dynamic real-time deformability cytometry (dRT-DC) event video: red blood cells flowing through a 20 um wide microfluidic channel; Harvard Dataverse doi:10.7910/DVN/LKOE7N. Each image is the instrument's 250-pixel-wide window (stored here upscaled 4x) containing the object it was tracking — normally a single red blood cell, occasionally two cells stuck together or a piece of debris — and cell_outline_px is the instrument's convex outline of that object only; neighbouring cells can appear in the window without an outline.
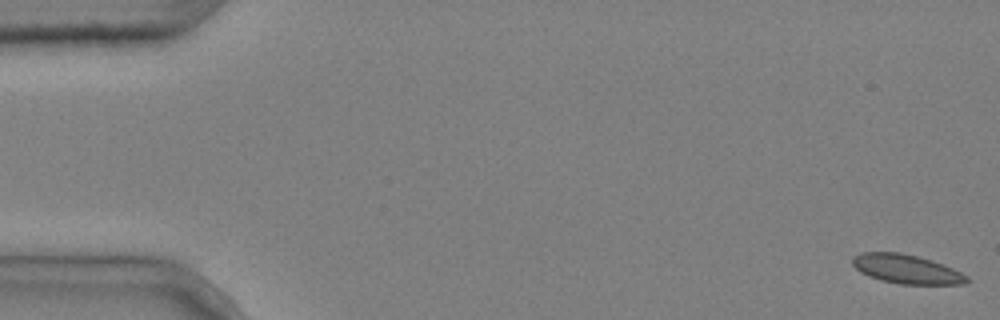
{"species": "common noctule bat (a hibernating species)", "species_latin": "Nyctalus noctula", "temperature_condition": "cold", "stored_images_in_passage": 4, "camera_frame_rate_fps": 3000, "um_per_image_px": 0.085, "animal": {"sex": "male", "body_mass_g": 20.4}, "frame": {"image": 1, "passage_image": 1, "time_ms": 0.0, "image_size_px": [1000, 320], "cell_outline_px": [[972, 280], [964, 284], [900, 284], [880, 280], [868, 276], [860, 272], [852, 264], [852, 256], [860, 252], [900, 252], [932, 260], [944, 264], [968, 276]], "centroid_in_image_um": [77.04, 22.87], "position_along_channel_um": 8.0, "area_um2": 19.54}}
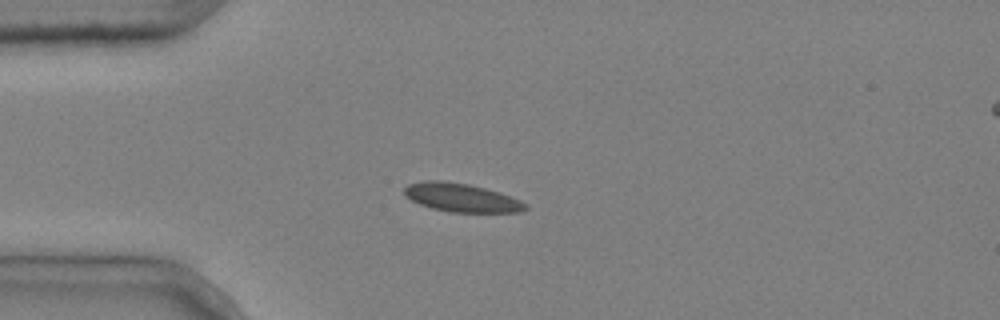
{"frame": {"image": 2, "passage_image": 4, "time_ms": 1.0, "image_size_px": [1000, 320], "cell_outline_px": [[528, 208], [520, 212], [448, 212], [432, 208], [420, 204], [404, 196], [404, 188], [408, 184], [424, 180], [444, 180], [468, 184], [500, 192], [520, 200], [528, 204]], "centroid_in_image_um": [39.21, 16.79], "position_along_channel_um": 45.8, "area_um2": 20.23}}